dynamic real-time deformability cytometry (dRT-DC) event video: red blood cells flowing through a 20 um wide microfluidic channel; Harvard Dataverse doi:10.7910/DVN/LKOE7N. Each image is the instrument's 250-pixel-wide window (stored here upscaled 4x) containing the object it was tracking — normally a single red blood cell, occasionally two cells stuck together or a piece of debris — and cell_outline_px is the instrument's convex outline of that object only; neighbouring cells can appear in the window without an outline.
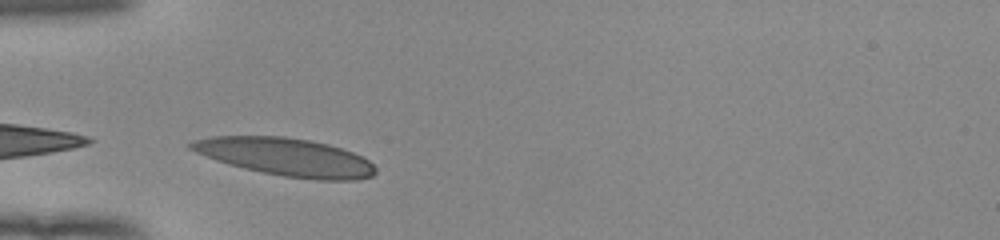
{"species": "human", "species_latin": "Homo sapiens", "temperature_condition": "room temperature", "stored_images_in_passage": 28, "camera_frame_rate_fps": 3000, "um_per_image_px": 0.085, "donor": {"sex": "female"}, "frame": {"image": 1, "passage_image": 1, "time_ms": 0.0, "image_size_px": [1000, 240], "cell_outline_px": [[376, 172], [372, 176], [356, 180], [316, 180], [284, 176], [244, 168], [228, 164], [216, 160], [196, 152], [188, 148], [188, 144], [192, 140], [212, 136], [284, 136], [308, 140], [328, 144], [352, 152], [368, 160], [376, 168]], "centroid_in_image_um": [24.28, 13.34], "position_along_channel_um": 60.7, "area_um2": 40.52}}
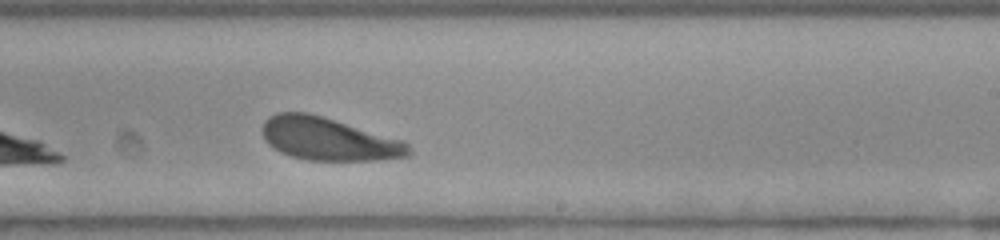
{"frame": {"image": 2, "passage_image": 17, "time_ms": 5.333, "image_size_px": [1000, 240], "cell_outline_px": [[412, 156], [380, 160], [308, 160], [292, 156], [280, 152], [268, 144], [264, 140], [264, 120], [268, 116], [276, 112], [308, 112], [404, 140], [412, 148]], "centroid_in_image_um": [27.97, 11.82], "position_along_channel_um": 261.0, "area_um2": 36.7}}
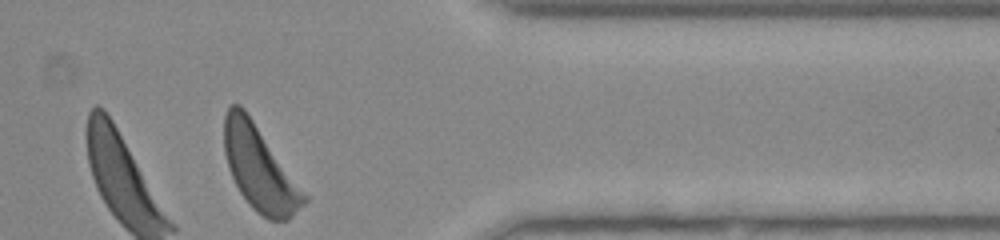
{"frame": {"image": 3, "passage_image": 28, "time_ms": 9.0, "image_size_px": [1000, 240], "cell_outline_px": [[308, 200], [288, 220], [268, 220], [256, 212], [248, 204], [240, 192], [232, 176], [224, 152], [224, 116], [228, 108], [232, 104], [240, 104], [244, 108], [308, 196]], "centroid_in_image_um": [22.06, 14.33], "position_along_channel_um": 389.3, "area_um2": 38.78}, "authors_computed_cell_mechanics": {"area_um2": 37.6567, "velocity_mm_per_s": 3.875, "shape_relaxation_time_tau1_ms": 1.7576, "shape_relaxation_time_tau2_ms": 11.37, "deformation_change_tau1": 0.1071, "deformation_change_tau2": 0.2489}}